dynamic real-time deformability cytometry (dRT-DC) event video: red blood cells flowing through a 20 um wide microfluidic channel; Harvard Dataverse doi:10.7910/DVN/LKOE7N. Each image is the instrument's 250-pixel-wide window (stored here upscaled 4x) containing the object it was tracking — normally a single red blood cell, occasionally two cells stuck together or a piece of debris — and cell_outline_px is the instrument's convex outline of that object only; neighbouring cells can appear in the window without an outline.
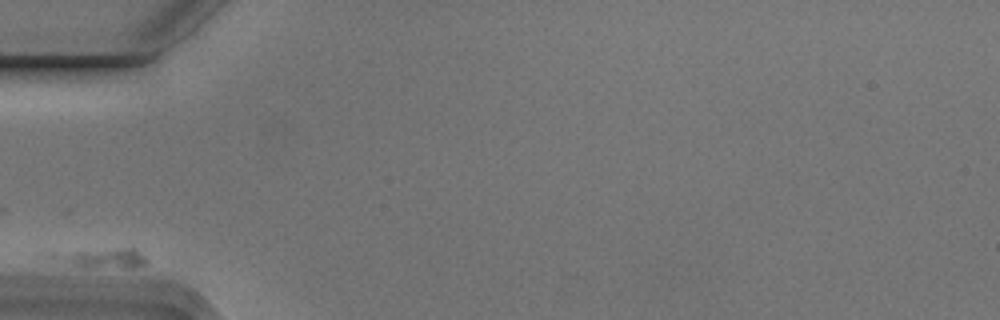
{"species": "Egyptian fruit bat (a non-hibernating species)", "species_latin": "Rousettus aegyptiacus", "temperature_condition": "cold", "stored_images_in_passage": 1, "camera_frame_rate_fps": 3000, "um_per_image_px": 0.085, "animal": {"sex": "male"}, "frame": {"image": 1, "passage_image": 1, "time_ms": 0.0, "image_size_px": [1000, 320], "cell_outline_px": [[148, 264], [132, 268], [124, 268], [72, 264], [48, 256], [48, 252], [112, 248], [136, 248], [148, 260]], "centroid_in_image_um": [8.76, 21.89], "position_along_channel_um": 76.2, "area_um2": 10.64}}